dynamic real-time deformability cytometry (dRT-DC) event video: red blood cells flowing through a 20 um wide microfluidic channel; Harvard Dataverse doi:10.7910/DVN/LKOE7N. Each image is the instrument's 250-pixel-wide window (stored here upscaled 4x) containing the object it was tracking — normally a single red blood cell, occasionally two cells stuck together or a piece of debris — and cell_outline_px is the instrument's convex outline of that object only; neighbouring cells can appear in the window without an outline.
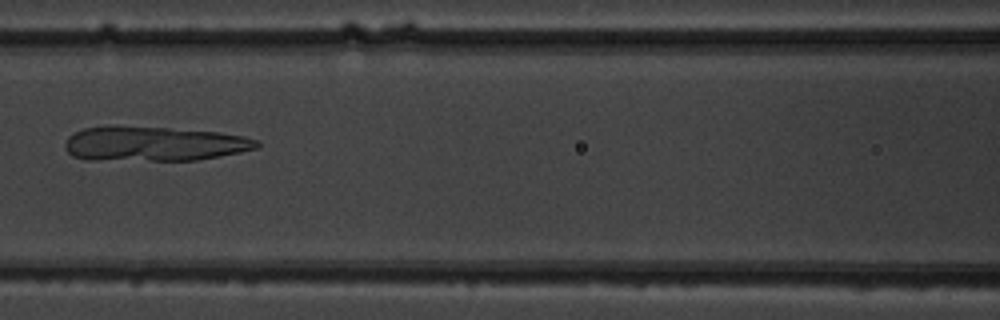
{"species": "common noctule bat (a hibernating species)", "species_latin": "Nyctalus noctula", "temperature_condition": "warm", "stored_images_in_passage": 8, "camera_frame_rate_fps": 3000, "um_per_image_px": 0.085, "animal": {"sex": "male", "body_mass_g": 19.5, "forearm_length_mm": 54.6}, "frame": {"image": 1, "passage_image": 7, "time_ms": 7.0, "image_size_px": [1000, 320], "cell_outline_px": [[260, 148], [240, 152], [196, 160], [88, 160], [72, 156], [64, 148], [64, 144], [68, 136], [84, 128], [168, 128], [220, 132], [244, 136], [260, 140]], "centroid_in_image_um": [13.15, 12.25], "position_along_channel_um": 153.5, "area_um2": 38.15}}